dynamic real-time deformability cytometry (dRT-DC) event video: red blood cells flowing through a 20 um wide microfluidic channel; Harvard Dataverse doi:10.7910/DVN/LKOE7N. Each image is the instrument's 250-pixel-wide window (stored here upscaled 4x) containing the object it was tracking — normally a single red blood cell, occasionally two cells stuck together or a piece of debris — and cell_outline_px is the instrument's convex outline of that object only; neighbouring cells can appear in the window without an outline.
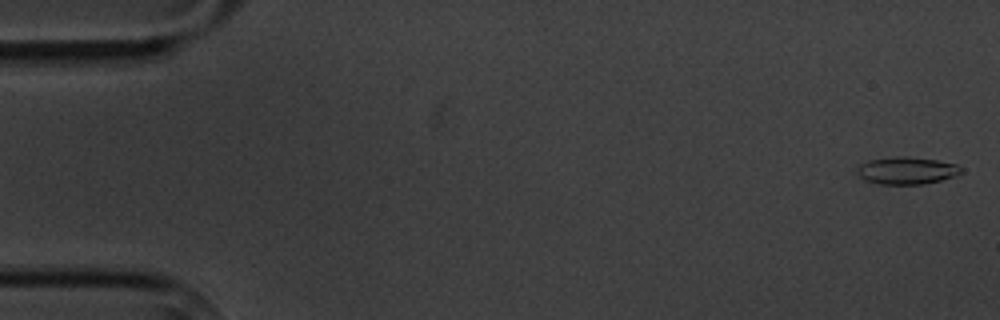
{"species": "common noctule bat (a hibernating species)", "species_latin": "Nyctalus noctula", "temperature_condition": "cold", "stored_images_in_passage": 6, "camera_frame_rate_fps": 3000, "um_per_image_px": 0.085, "animal": {"sex": "male", "body_mass_g": 20.1, "forearm_length_mm": 53.5}, "frame": {"image": 1, "passage_image": 1, "time_ms": 0.0, "image_size_px": [1000, 320], "cell_outline_px": [[964, 172], [940, 180], [924, 184], [880, 184], [868, 180], [860, 176], [856, 172], [856, 168], [860, 164], [868, 160], [892, 156], [904, 156], [936, 160], [956, 164], [964, 168]], "centroid_in_image_um": [77.07, 14.48], "position_along_channel_um": 7.9, "area_um2": 16.53}}
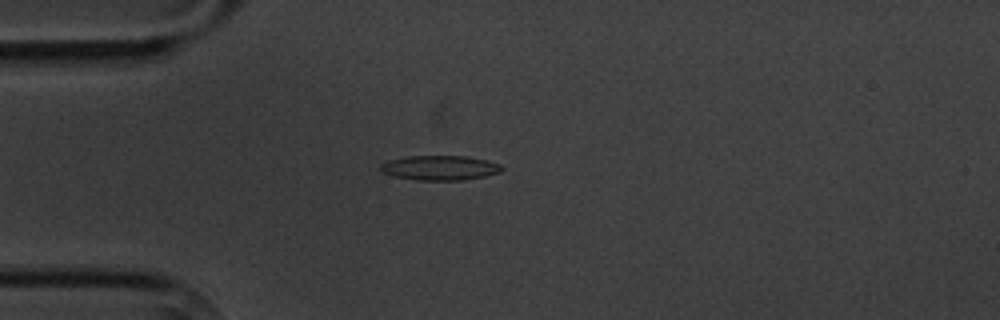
{"frame": {"image": 2, "passage_image": 5, "time_ms": 4.667, "image_size_px": [1000, 320], "cell_outline_px": [[504, 168], [500, 172], [484, 176], [464, 180], [416, 180], [396, 176], [384, 172], [380, 168], [380, 164], [388, 160], [408, 156], [468, 156], [488, 160], [500, 164]], "centroid_in_image_um": [37.43, 14.26], "position_along_channel_um": 47.6, "area_um2": 17.4}}